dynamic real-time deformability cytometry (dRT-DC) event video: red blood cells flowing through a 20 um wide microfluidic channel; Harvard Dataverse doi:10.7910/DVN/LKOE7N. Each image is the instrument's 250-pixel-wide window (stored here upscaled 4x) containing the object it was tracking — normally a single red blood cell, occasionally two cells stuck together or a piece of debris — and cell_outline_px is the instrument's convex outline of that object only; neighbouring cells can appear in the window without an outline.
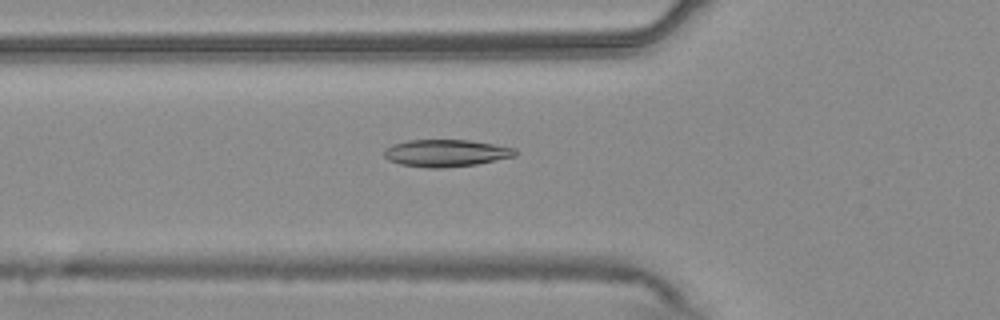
{"species": "common noctule bat (a hibernating species)", "species_latin": "Nyctalus noctula", "temperature_condition": "warm", "stored_images_in_passage": 48, "camera_frame_rate_fps": 3000, "um_per_image_px": 0.085, "animal": {"sex": "male", "body_mass_g": 20.4}, "frame": {"image": 1, "passage_image": 13, "time_ms": 4.0, "image_size_px": [1000, 320], "cell_outline_px": [[516, 156], [476, 164], [444, 168], [428, 168], [400, 164], [388, 160], [384, 156], [384, 148], [392, 144], [408, 140], [468, 140], [516, 148]], "centroid_in_image_um": [37.87, 13.01], "position_along_channel_um": 87.9, "area_um2": 20.75}}
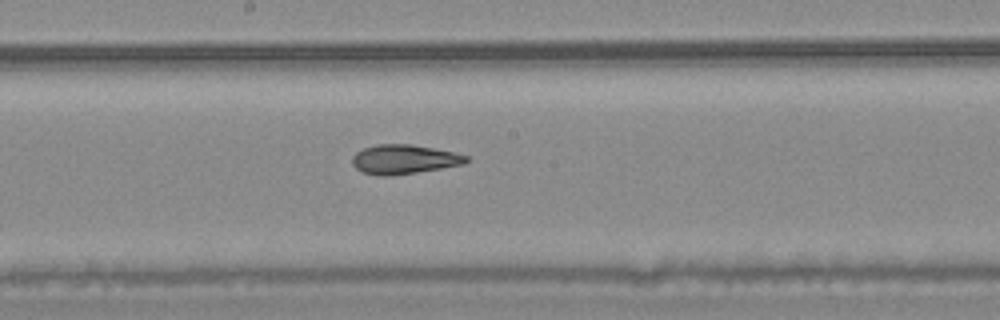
{"frame": {"image": 2, "passage_image": 23, "time_ms": 7.333, "image_size_px": [1000, 320], "cell_outline_px": [[468, 160], [464, 164], [416, 172], [388, 176], [380, 176], [364, 172], [356, 168], [352, 164], [352, 156], [356, 152], [364, 148], [376, 144], [408, 144], [432, 148], [452, 152], [468, 156]], "centroid_in_image_um": [34.3, 13.54], "position_along_channel_um": 213.9, "area_um2": 19.19}}
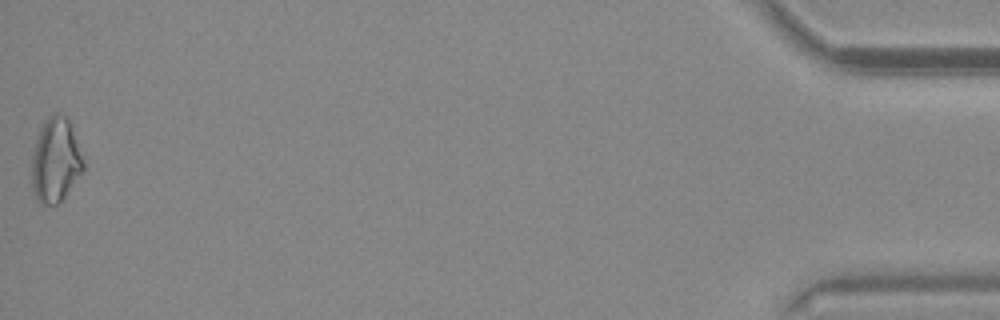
{"frame": {"image": 3, "passage_image": 48, "time_ms": 15.667, "image_size_px": [1000, 320], "cell_outline_px": [[84, 168], [64, 196], [56, 204], [40, 204], [36, 200], [32, 188], [32, 156], [36, 136], [44, 120], [48, 116], [56, 112], [68, 116], [84, 164]], "centroid_in_image_um": [4.68, 13.58], "position_along_channel_um": 430.5, "area_um2": 25.2}, "authors_computed_cell_mechanics": {"area_um2": 20.0855, "velocity_mm_per_s": 3.7597, "shape_relaxation_time_tau1_ms": 7.45, "shape_relaxation_time_tau2_ms": 4.3111, "deformation_change_tau1": 0.189, "deformation_change_tau2": 0.1281}}